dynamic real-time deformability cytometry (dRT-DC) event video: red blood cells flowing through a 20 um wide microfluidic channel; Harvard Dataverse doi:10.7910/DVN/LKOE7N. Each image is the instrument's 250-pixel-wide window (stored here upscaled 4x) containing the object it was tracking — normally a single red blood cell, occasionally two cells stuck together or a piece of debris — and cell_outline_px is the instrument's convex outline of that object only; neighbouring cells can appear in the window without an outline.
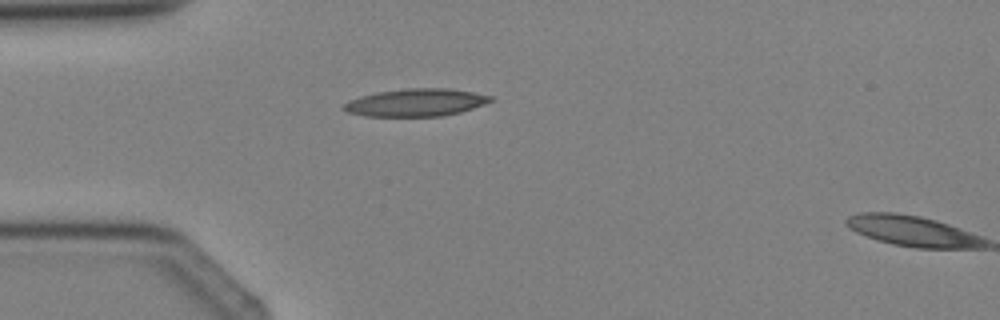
{"species": "Egyptian fruit bat (a non-hibernating species)", "species_latin": "Rousettus aegyptiacus", "temperature_condition": "cold", "stored_images_in_passage": 2, "segment_of_instrument_passage": [1, 2], "camera_frame_rate_fps": 3000, "um_per_image_px": 0.085, "animal": {"sex": "female"}, "frame": {"image": 1, "passage_image": 1, "time_ms": 0.0, "image_size_px": [1000, 320], "cell_outline_px": [[492, 100], [484, 104], [460, 112], [444, 116], [364, 116], [348, 112], [340, 108], [348, 100], [360, 96], [376, 92], [408, 88], [452, 88], [492, 96]], "centroid_in_image_um": [35.32, 8.71], "position_along_channel_um": 49.7, "area_um2": 23.64}}